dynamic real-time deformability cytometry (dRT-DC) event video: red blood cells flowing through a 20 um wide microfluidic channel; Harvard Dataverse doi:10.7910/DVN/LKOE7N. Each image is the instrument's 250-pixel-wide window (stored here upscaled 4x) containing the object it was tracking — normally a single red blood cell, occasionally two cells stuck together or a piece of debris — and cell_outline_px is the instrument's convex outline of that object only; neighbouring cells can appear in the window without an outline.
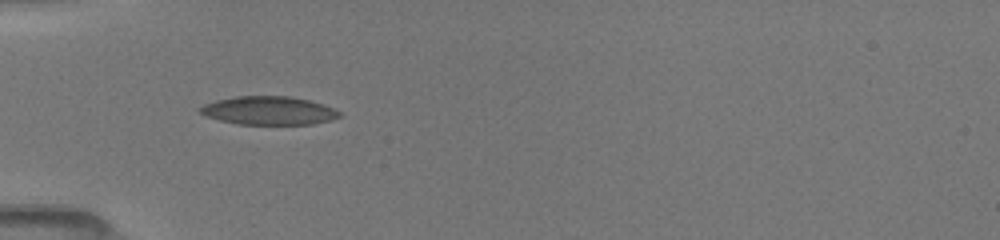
{"species": "common noctule bat (a hibernating species)", "species_latin": "Nyctalus noctula", "temperature_condition": "room temperature", "stored_images_in_passage": 7, "camera_frame_rate_fps": 3000, "um_per_image_px": 0.085, "animal": {"sex": "female", "body_mass_g": 19.5, "forearm_length_mm": 54.1}, "frame": {"image": 1, "passage_image": 6, "time_ms": 1.667, "image_size_px": [1000, 240], "cell_outline_px": [[344, 116], [332, 120], [312, 124], [236, 124], [220, 120], [208, 116], [200, 112], [196, 108], [204, 104], [216, 100], [236, 96], [292, 96], [324, 104], [336, 108]], "centroid_in_image_um": [22.89, 9.39], "position_along_channel_um": 62.1, "area_um2": 23.29}}